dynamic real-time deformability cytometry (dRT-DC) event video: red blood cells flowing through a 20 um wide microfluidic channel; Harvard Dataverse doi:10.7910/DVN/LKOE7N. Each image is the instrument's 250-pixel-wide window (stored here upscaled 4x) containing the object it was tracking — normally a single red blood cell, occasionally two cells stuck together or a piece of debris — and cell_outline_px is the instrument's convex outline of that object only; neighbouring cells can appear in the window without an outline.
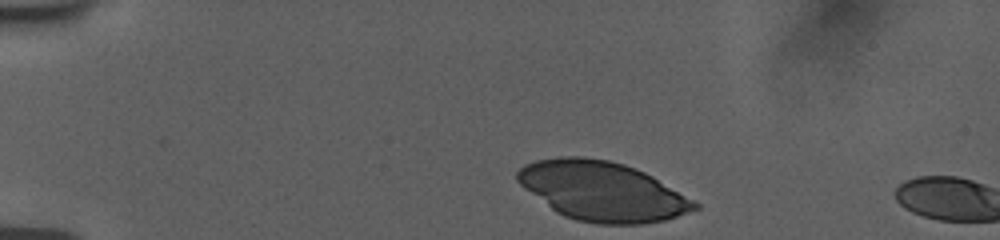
{"species": "human", "species_latin": "Homo sapiens", "temperature_condition": "room temperature", "stored_images_in_passage": 4, "camera_frame_rate_fps": 3000, "um_per_image_px": 0.085, "donor": {"sex": "female"}, "frame": {"image": 1, "passage_image": 1, "time_ms": 0.0, "image_size_px": [1000, 240], "cell_outline_px": [[700, 208], [664, 220], [644, 224], [596, 224], [576, 220], [564, 216], [556, 212], [524, 188], [516, 180], [516, 172], [524, 164], [536, 160], [560, 156], [584, 156], [608, 160], [624, 164], [644, 172], [652, 176], [700, 204]], "centroid_in_image_um": [51.16, 16.25], "position_along_channel_um": 33.8, "area_um2": 61.09}}